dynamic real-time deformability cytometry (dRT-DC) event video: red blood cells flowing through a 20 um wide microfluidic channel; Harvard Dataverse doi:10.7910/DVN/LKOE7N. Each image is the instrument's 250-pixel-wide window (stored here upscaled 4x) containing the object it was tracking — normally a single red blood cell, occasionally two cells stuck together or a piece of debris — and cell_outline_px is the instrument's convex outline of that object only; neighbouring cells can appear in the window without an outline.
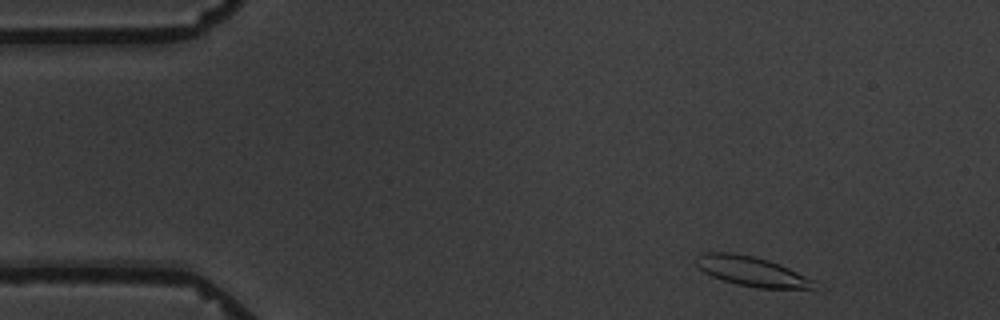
{"species": "common noctule bat (a hibernating species)", "species_latin": "Nyctalus noctula", "temperature_condition": "warm", "stored_images_in_passage": 3, "camera_frame_rate_fps": 3000, "um_per_image_px": 0.085, "animal": {"sex": "male", "body_mass_g": 19.5, "forearm_length_mm": 54.6}, "frame": {"image": 1, "passage_image": 1, "time_ms": 0.0, "image_size_px": [1000, 320], "cell_outline_px": [[816, 288], [756, 288], [736, 284], [712, 276], [704, 272], [696, 264], [696, 256], [704, 252], [732, 252], [752, 256], [768, 260], [780, 264], [816, 280]], "centroid_in_image_um": [63.9, 23.06], "position_along_channel_um": 21.1, "area_um2": 20.4}}